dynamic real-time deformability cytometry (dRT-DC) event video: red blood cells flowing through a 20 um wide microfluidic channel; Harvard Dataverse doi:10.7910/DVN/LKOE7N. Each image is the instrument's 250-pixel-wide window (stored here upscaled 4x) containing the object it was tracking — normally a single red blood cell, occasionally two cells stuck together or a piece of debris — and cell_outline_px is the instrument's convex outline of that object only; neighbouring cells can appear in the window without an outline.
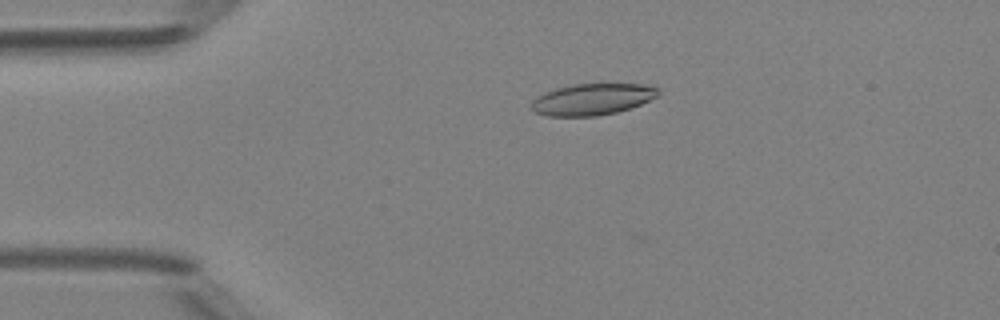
{"species": "Egyptian fruit bat (a non-hibernating species)", "species_latin": "Rousettus aegyptiacus", "temperature_condition": "room temperature", "stored_images_in_passage": 44, "camera_frame_rate_fps": 3000, "um_per_image_px": 0.085, "animal": {"sex": "female"}, "frame": {"image": 1, "passage_image": 6, "time_ms": 1.667, "image_size_px": [1000, 320], "cell_outline_px": [[660, 92], [656, 96], [640, 104], [616, 112], [596, 116], [548, 116], [532, 112], [528, 108], [532, 100], [536, 96], [544, 92], [556, 88], [572, 84], [644, 84], [656, 88]], "centroid_in_image_um": [50.24, 8.44], "position_along_channel_um": 34.8, "area_um2": 23.29}}
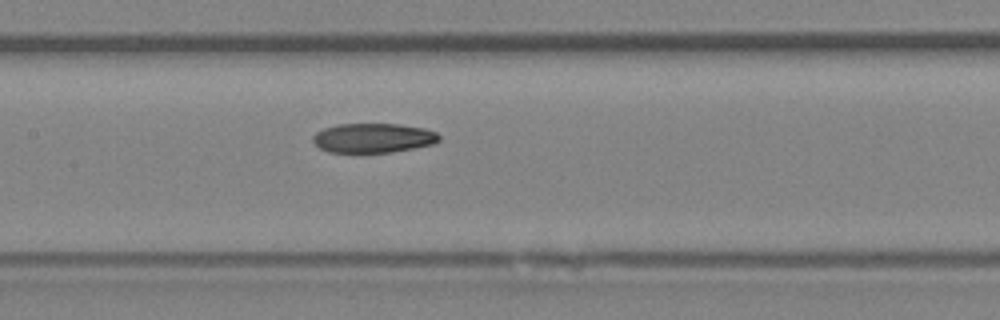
{"frame": {"image": 2, "passage_image": 19, "time_ms": 6.0, "image_size_px": [1000, 320], "cell_outline_px": [[440, 140], [436, 144], [388, 152], [328, 152], [320, 148], [312, 140], [312, 136], [316, 132], [324, 128], [336, 124], [400, 124], [424, 128], [436, 132], [440, 136]], "centroid_in_image_um": [31.73, 11.72], "position_along_channel_um": 175.7, "area_um2": 21.68}}
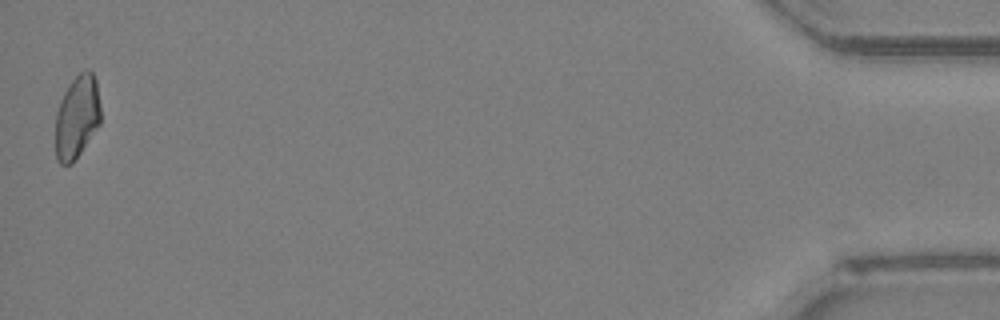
{"frame": {"image": 3, "passage_image": 44, "time_ms": 14.333, "image_size_px": [1000, 320], "cell_outline_px": [[100, 124], [72, 164], [60, 164], [56, 160], [56, 112], [64, 92], [72, 80], [84, 68], [88, 68], [92, 72], [96, 80], [100, 104]], "centroid_in_image_um": [6.55, 9.93], "position_along_channel_um": 428.6, "area_um2": 21.91}, "authors_computed_cell_mechanics": {"area_um2": 22.542, "velocity_mm_per_s": 4.2066, "shape_relaxation_time_tau1_ms": null, "shape_relaxation_time_tau2_ms": 6.4698, "deformation_change_tau1": null, "deformation_change_tau2": 0.1366}}